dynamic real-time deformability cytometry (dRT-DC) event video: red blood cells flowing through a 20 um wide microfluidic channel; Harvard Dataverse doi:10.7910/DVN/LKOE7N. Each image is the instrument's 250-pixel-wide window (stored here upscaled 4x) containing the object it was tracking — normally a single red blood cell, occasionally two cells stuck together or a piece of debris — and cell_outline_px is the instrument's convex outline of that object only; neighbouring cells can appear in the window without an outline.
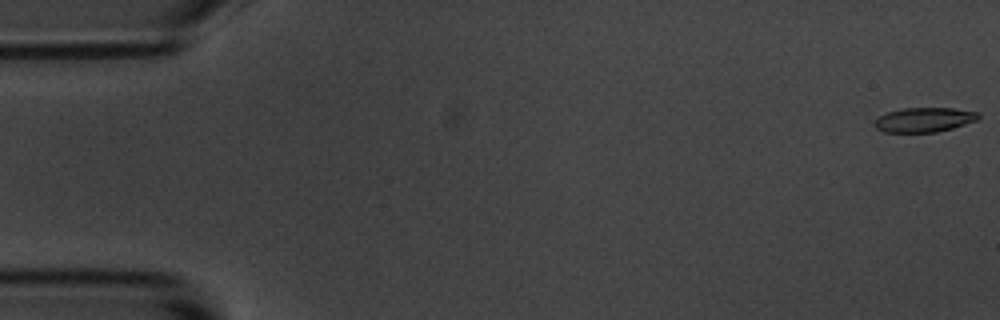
{"species": "common noctule bat (a hibernating species)", "species_latin": "Nyctalus noctula", "temperature_condition": "room temperature", "stored_images_in_passage": 55, "camera_frame_rate_fps": 3000, "um_per_image_px": 0.085, "animal": {"sex": "male", "body_mass_g": 20.1, "forearm_length_mm": 53.5}, "frame": {"image": 1, "passage_image": 1, "time_ms": 0.0, "image_size_px": [1000, 320], "cell_outline_px": [[980, 116], [976, 120], [952, 128], [936, 132], [884, 132], [876, 128], [872, 124], [872, 120], [888, 112], [904, 108], [952, 108], [980, 112]], "centroid_in_image_um": [78.52, 10.18], "position_along_channel_um": 6.5, "area_um2": 14.85}}
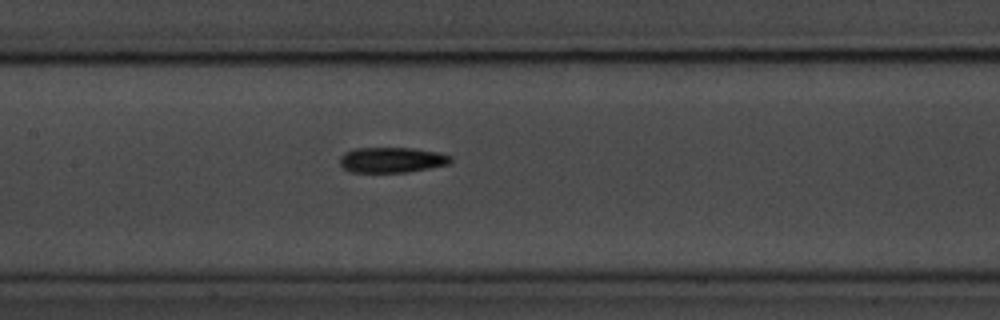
{"frame": {"image": 2, "passage_image": 26, "time_ms": 8.333, "image_size_px": [1000, 320], "cell_outline_px": [[452, 160], [448, 164], [408, 172], [348, 172], [340, 164], [340, 156], [344, 152], [356, 148], [412, 148], [440, 152], [452, 156]], "centroid_in_image_um": [33.3, 13.59], "position_along_channel_um": 174.1, "area_um2": 16.47}}
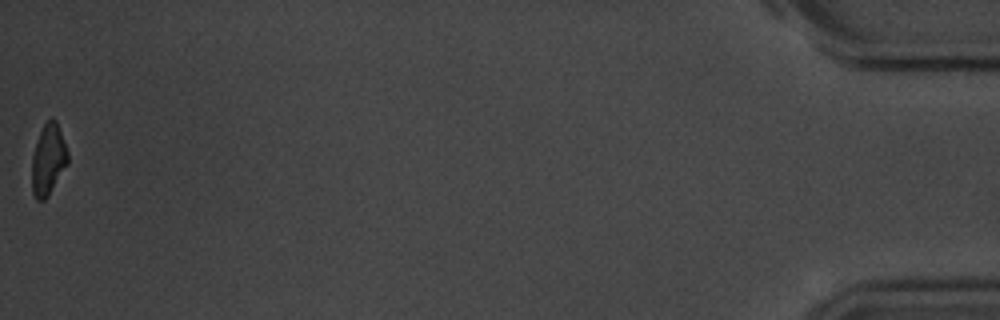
{"frame": {"image": 3, "passage_image": 55, "time_ms": 18.0, "image_size_px": [1000, 320], "cell_outline_px": [[68, 164], [48, 196], [44, 200], [36, 200], [32, 192], [32, 156], [40, 132], [44, 124], [52, 116], [56, 120], [68, 152]], "centroid_in_image_um": [4.1, 13.58], "position_along_channel_um": 431.1, "area_um2": 14.8}, "authors_computed_cell_mechanics": {"area_um2": 16.0684, "velocity_mm_per_s": 3.6858, "shape_relaxation_time_tau1_ms": 3.3042, "shape_relaxation_time_tau2_ms": 6.1145, "deformation_change_tau1": 0.1544, "deformation_change_tau2": 0.1604}}